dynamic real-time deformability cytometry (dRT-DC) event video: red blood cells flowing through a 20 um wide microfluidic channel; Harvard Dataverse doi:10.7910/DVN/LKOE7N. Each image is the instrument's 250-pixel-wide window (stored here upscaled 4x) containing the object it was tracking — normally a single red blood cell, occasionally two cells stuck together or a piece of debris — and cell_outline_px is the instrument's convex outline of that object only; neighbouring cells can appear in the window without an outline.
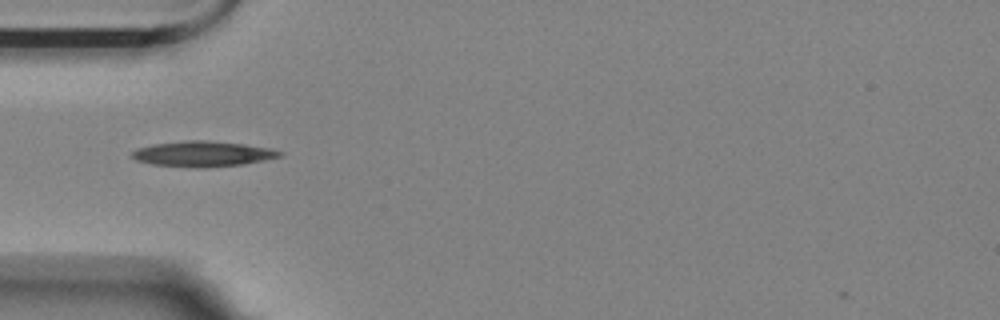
{"species": "Egyptian fruit bat (a non-hibernating species)", "species_latin": "Rousettus aegyptiacus", "temperature_condition": "room temperature", "stored_images_in_passage": 4, "camera_frame_rate_fps": 3000, "um_per_image_px": 0.085, "animal": {"sex": "female"}, "frame": {"image": 1, "passage_image": 4, "time_ms": 1.0, "image_size_px": [1000, 320], "cell_outline_px": [[284, 156], [244, 164], [204, 168], [196, 168], [152, 164], [136, 160], [132, 156], [132, 152], [136, 148], [152, 144], [188, 140], [208, 140], [244, 144], [272, 148], [284, 152]], "centroid_in_image_um": [17.28, 13.08], "position_along_channel_um": 67.7, "area_um2": 22.14}}